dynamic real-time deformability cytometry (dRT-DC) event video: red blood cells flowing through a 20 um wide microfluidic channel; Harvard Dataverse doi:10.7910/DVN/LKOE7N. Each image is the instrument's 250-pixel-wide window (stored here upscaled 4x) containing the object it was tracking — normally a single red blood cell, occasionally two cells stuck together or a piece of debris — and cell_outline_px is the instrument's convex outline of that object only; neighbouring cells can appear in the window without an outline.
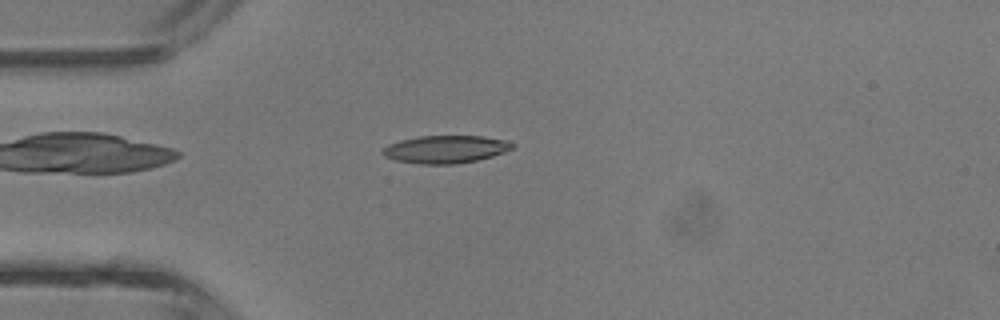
{"species": "common noctule bat (a hibernating species)", "species_latin": "Nyctalus noctula", "temperature_condition": "room temperature", "stored_images_in_passage": 5, "camera_frame_rate_fps": 3000, "um_per_image_px": 0.085, "animal": {"sex": "male", "body_mass_g": 13.3}, "frame": {"image": 1, "passage_image": 4, "time_ms": 3.333, "image_size_px": [1000, 320], "cell_outline_px": [[516, 144], [512, 148], [504, 152], [492, 156], [476, 160], [456, 164], [420, 164], [396, 160], [384, 156], [380, 152], [388, 144], [400, 140], [420, 136], [484, 136], [508, 140]], "centroid_in_image_um": [37.88, 12.68], "position_along_channel_um": 47.1, "area_um2": 20.98}}
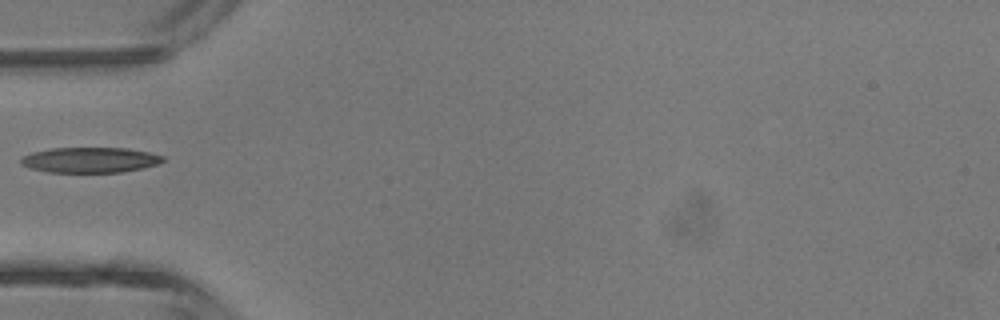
{"frame": {"image": 2, "passage_image": 5, "time_ms": 4.333, "image_size_px": [1000, 320], "cell_outline_px": [[164, 160], [160, 164], [144, 168], [124, 172], [48, 172], [32, 168], [20, 164], [20, 160], [24, 156], [32, 152], [52, 148], [128, 148], [148, 152], [164, 156]], "centroid_in_image_um": [7.7, 13.6], "position_along_channel_um": 77.3, "area_um2": 21.04}}